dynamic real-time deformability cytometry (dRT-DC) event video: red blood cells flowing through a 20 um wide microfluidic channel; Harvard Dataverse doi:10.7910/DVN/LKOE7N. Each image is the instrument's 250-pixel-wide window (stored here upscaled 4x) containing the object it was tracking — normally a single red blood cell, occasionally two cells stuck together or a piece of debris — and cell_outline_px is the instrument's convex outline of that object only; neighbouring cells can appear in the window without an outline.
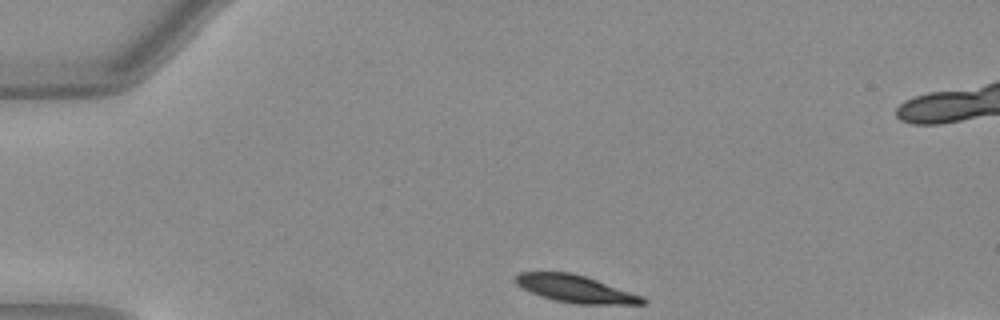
{"species": "Egyptian fruit bat (a non-hibernating species)", "species_latin": "Rousettus aegyptiacus", "temperature_condition": "warm", "stored_images_in_passage": 34, "camera_frame_rate_fps": 3000, "um_per_image_px": 0.085, "animal": {"sex": "female"}, "frame": {"image": 1, "passage_image": 1, "time_ms": 0.0, "image_size_px": [1000, 320], "cell_outline_px": [[648, 300], [644, 304], [576, 304], [556, 300], [540, 296], [520, 288], [516, 284], [516, 276], [520, 272], [572, 272], [644, 296]], "centroid_in_image_um": [48.92, 24.56], "position_along_channel_um": 36.1, "area_um2": 20.17}}
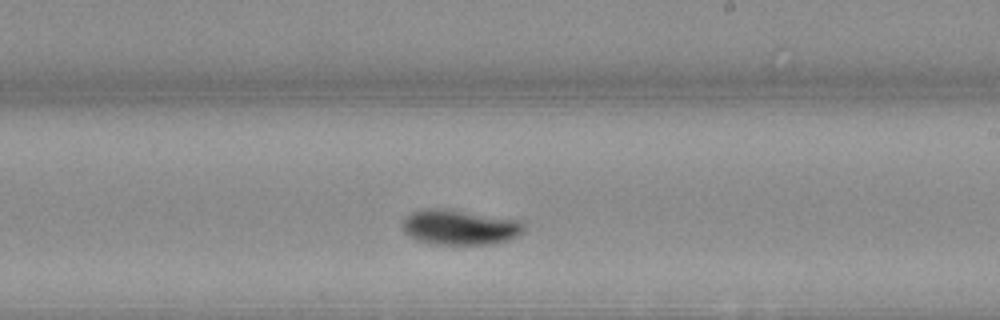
{"frame": {"image": 2, "passage_image": 21, "time_ms": 6.667, "image_size_px": [1000, 320], "cell_outline_px": [[524, 232], [508, 240], [492, 244], [428, 244], [416, 240], [408, 236], [404, 232], [404, 220], [412, 212], [428, 208], [448, 208], [524, 220]], "centroid_in_image_um": [39.13, 19.3], "position_along_channel_um": 249.9, "area_um2": 25.26}}
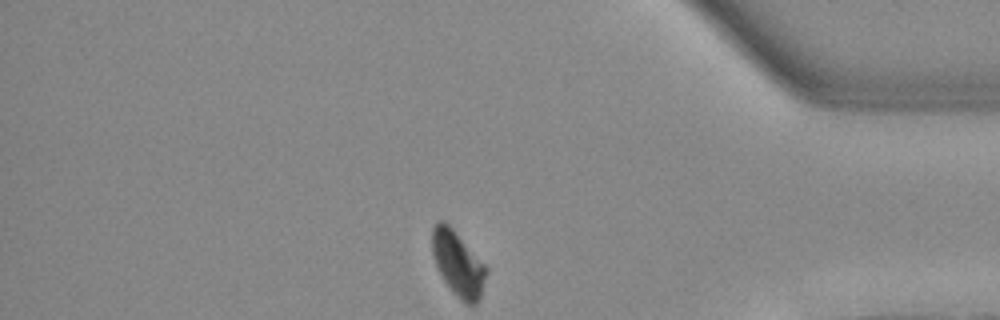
{"frame": {"image": 3, "passage_image": 34, "time_ms": 11.0, "image_size_px": [1000, 320], "cell_outline_px": [[488, 272], [480, 300], [476, 304], [464, 304], [452, 292], [444, 280], [436, 264], [432, 252], [432, 228], [440, 220], [444, 220], [452, 228], [488, 268]], "centroid_in_image_um": [38.95, 22.45], "position_along_channel_um": 396.2, "area_um2": 20.4}, "authors_computed_cell_mechanics": {"area_um2": 22.8021, "velocity_mm_per_s": 3.9735, "shape_relaxation_time_tau1_ms": 3.0937, "shape_relaxation_time_tau2_ms": null, "deformation_change_tau1": 0.154, "deformation_change_tau2": null}}